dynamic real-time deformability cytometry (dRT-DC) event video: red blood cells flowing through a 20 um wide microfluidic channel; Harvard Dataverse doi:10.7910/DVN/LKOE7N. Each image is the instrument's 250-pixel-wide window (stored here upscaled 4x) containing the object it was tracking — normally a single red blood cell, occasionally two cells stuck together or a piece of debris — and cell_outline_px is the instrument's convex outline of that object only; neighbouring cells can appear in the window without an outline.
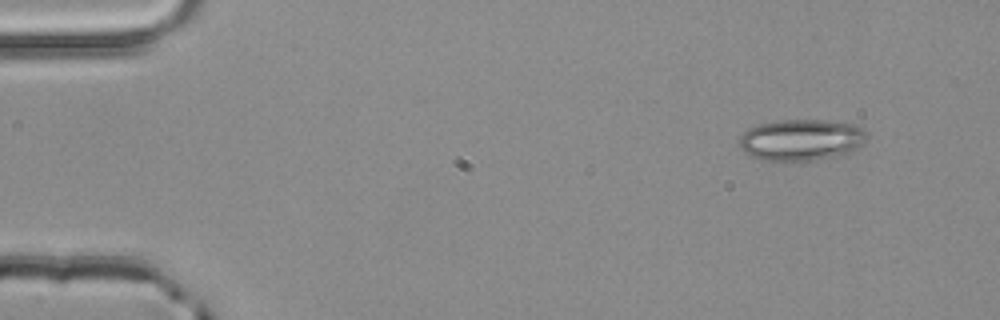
{"species": "common noctule bat (a hibernating species)", "species_latin": "Nyctalus noctula", "temperature_condition": "room temperature", "stored_images_in_passage": 4, "camera_frame_rate_fps": 3000, "um_per_image_px": 0.085, "animal": {"sex": "male", "body_mass_g": 20.4}, "frame": {"image": 1, "passage_image": 1, "time_ms": 0.0, "image_size_px": [1000, 320], "cell_outline_px": [[868, 136], [864, 144], [848, 152], [832, 156], [812, 160], [764, 160], [748, 156], [740, 148], [740, 136], [748, 128], [760, 124], [780, 120], [824, 120], [856, 124], [868, 132]], "centroid_in_image_um": [68.11, 11.87], "position_along_channel_um": 16.9, "area_um2": 30.69}}